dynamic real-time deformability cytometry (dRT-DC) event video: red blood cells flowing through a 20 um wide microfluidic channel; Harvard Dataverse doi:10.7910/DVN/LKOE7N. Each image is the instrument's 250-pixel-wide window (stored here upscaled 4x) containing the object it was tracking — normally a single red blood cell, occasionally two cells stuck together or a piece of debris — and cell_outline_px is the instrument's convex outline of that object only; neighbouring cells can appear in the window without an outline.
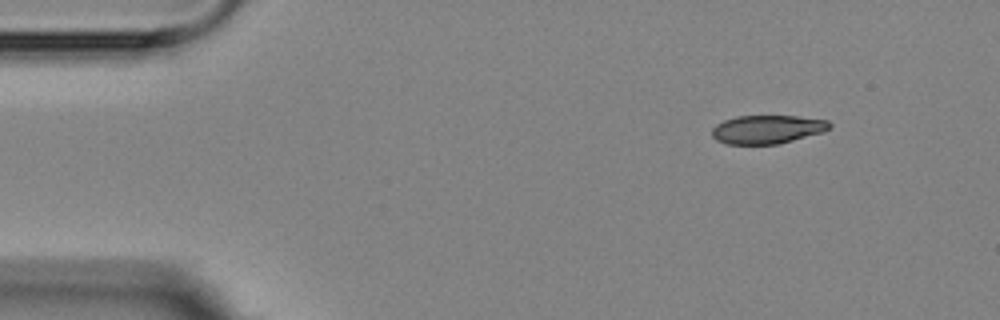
{"species": "Egyptian fruit bat (a non-hibernating species)", "species_latin": "Rousettus aegyptiacus", "temperature_condition": "room temperature", "stored_images_in_passage": 4, "camera_frame_rate_fps": 3000, "um_per_image_px": 0.085, "animal": {"sex": "female"}, "frame": {"image": 1, "passage_image": 1, "time_ms": 0.0, "image_size_px": [1000, 320], "cell_outline_px": [[832, 128], [824, 132], [780, 144], [728, 144], [716, 140], [712, 136], [712, 128], [716, 124], [724, 120], [736, 116], [796, 116], [828, 120], [832, 124]], "centroid_in_image_um": [65.25, 11.0], "position_along_channel_um": 19.7, "area_um2": 19.77}}